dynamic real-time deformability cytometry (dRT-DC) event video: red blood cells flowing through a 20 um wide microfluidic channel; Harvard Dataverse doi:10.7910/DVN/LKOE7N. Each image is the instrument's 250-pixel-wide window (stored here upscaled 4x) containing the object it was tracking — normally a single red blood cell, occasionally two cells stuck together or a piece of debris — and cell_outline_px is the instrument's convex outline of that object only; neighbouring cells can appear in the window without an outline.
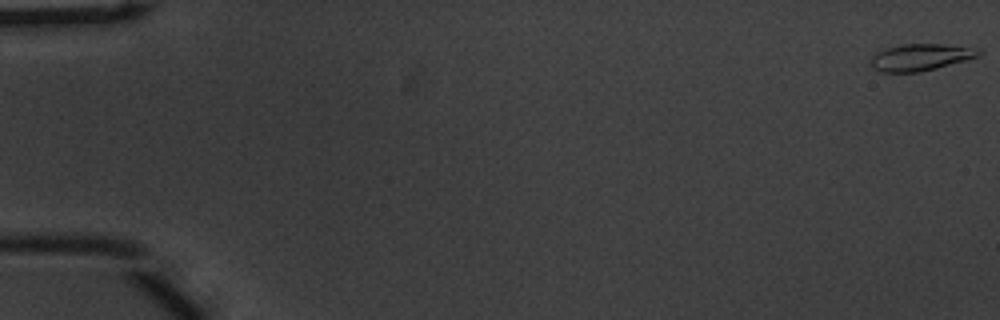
{"species": "common noctule bat (a hibernating species)", "species_latin": "Nyctalus noctula", "temperature_condition": "warm", "stored_images_in_passage": 55, "camera_frame_rate_fps": 3000, "um_per_image_px": 0.085, "animal": {"sex": "male", "body_mass_g": 20.1, "forearm_length_mm": 53.5}, "frame": {"image": 1, "passage_image": 1, "time_ms": 0.0, "image_size_px": [1000, 320], "cell_outline_px": [[984, 52], [976, 56], [964, 60], [936, 68], [920, 72], [880, 72], [872, 68], [868, 64], [872, 56], [876, 52], [884, 48], [904, 44], [944, 44], [980, 48]], "centroid_in_image_um": [78.2, 4.86], "position_along_channel_um": 6.8, "area_um2": 16.99}}
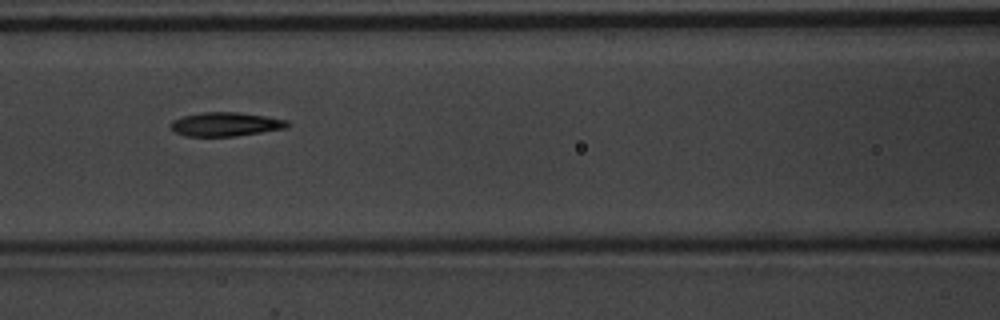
{"frame": {"image": 2, "passage_image": 25, "time_ms": 8.0, "image_size_px": [1000, 320], "cell_outline_px": [[292, 124], [288, 128], [236, 136], [184, 136], [172, 132], [168, 124], [172, 120], [184, 116], [200, 112], [236, 112], [264, 116], [288, 120]], "centroid_in_image_um": [19.15, 10.57], "position_along_channel_um": 147.4, "area_um2": 16.53}}
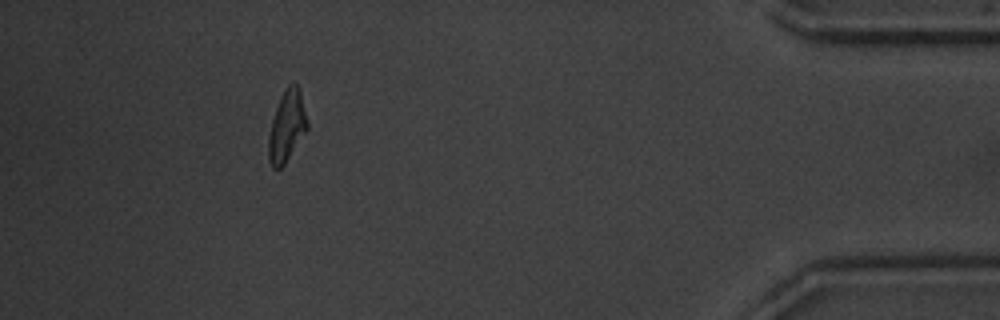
{"frame": {"image": 3, "passage_image": 50, "time_ms": 16.333, "image_size_px": [1000, 320], "cell_outline_px": [[308, 128], [284, 164], [280, 168], [272, 168], [268, 160], [268, 136], [272, 120], [280, 96], [284, 88], [288, 84], [296, 84], [300, 88], [308, 120]], "centroid_in_image_um": [24.38, 10.7], "position_along_channel_um": 410.8, "area_um2": 16.13}, "authors_computed_cell_mechanics": {"area_um2": 16.2996, "velocity_mm_per_s": 3.7908, "shape_relaxation_time_tau1_ms": 3.9572, "shape_relaxation_time_tau2_ms": 2.6945, "deformation_change_tau1": 0.1796, "deformation_change_tau2": 0.0977}}